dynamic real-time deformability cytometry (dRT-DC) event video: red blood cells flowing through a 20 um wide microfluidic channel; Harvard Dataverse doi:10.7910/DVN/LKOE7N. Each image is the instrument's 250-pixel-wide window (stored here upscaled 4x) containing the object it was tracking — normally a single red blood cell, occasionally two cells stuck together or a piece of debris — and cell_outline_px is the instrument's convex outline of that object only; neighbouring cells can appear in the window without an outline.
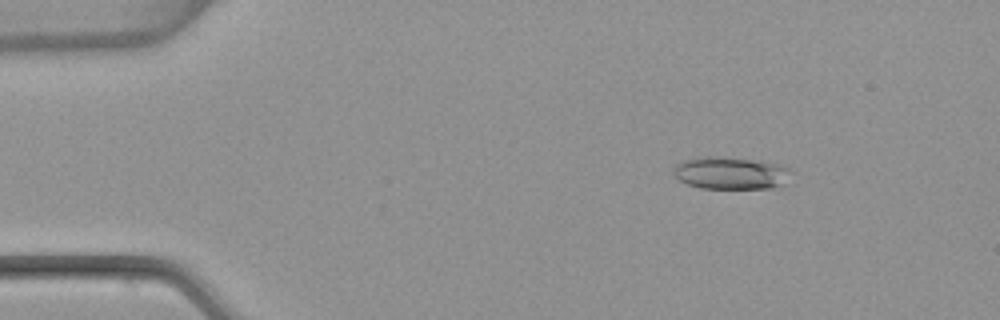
{"species": "common noctule bat (a hibernating species)", "species_latin": "Nyctalus noctula", "temperature_condition": "warm", "stored_images_in_passage": 53, "camera_frame_rate_fps": 3000, "um_per_image_px": 0.085, "animal": {"sex": "female", "body_mass_g": 22.7, "forearm_length_mm": 54.2}, "frame": {"image": 1, "passage_image": 8, "time_ms": 2.333, "image_size_px": [1000, 320], "cell_outline_px": [[792, 172], [788, 184], [772, 188], [700, 188], [688, 184], [680, 180], [672, 172], [672, 168], [676, 164], [684, 160], [696, 156], [724, 156], [764, 160], [780, 164], [788, 168]], "centroid_in_image_um": [62.16, 14.68], "position_along_channel_um": 22.8, "area_um2": 22.95}}
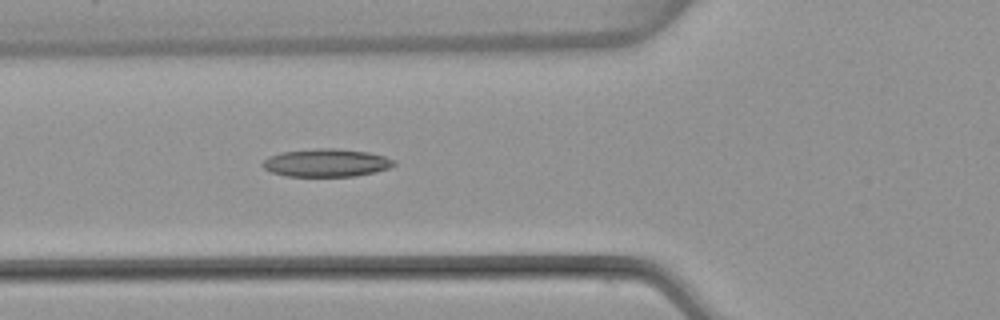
{"frame": {"image": 2, "passage_image": 20, "time_ms": 6.333, "image_size_px": [1000, 320], "cell_outline_px": [[396, 164], [388, 168], [376, 172], [356, 176], [288, 176], [272, 172], [264, 168], [260, 164], [268, 156], [280, 152], [312, 148], [336, 148], [368, 152], [384, 156], [396, 160]], "centroid_in_image_um": [27.73, 13.83], "position_along_channel_um": 98.1, "area_um2": 21.56}}
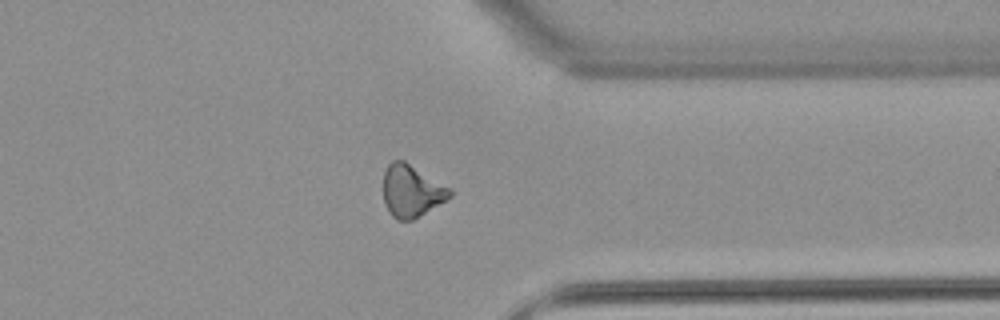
{"frame": {"image": 3, "passage_image": 42, "time_ms": 13.667, "image_size_px": [1000, 320], "cell_outline_px": [[452, 196], [412, 220], [396, 220], [388, 212], [384, 204], [384, 172], [388, 164], [392, 160], [404, 160], [448, 188], [452, 192]], "centroid_in_image_um": [34.93, 16.24], "position_along_channel_um": 376.5, "area_um2": 19.83}, "authors_computed_cell_mechanics": {"area_um2": 20.5768, "velocity_mm_per_s": 3.8562, "shape_relaxation_time_tau1_ms": null, "shape_relaxation_time_tau2_ms": 7.3011, "deformation_change_tau1": null, "deformation_change_tau2": 0.1782}}